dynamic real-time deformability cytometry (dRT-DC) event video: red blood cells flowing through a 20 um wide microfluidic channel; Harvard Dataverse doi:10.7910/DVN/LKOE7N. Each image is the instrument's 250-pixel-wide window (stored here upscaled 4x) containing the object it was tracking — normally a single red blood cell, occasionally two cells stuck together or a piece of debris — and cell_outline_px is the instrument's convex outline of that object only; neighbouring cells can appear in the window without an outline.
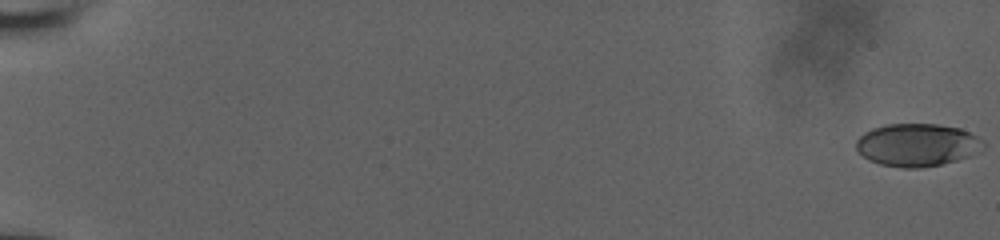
{"species": "human", "species_latin": "Homo sapiens", "temperature_condition": "room temperature", "stored_images_in_passage": 11, "camera_frame_rate_fps": 3000, "um_per_image_px": 0.085, "donor": {"sex": "male"}, "frame": {"image": 1, "passage_image": 1, "time_ms": 0.0, "image_size_px": [1000, 240], "cell_outline_px": [[984, 148], [968, 156], [956, 160], [940, 164], [920, 168], [904, 168], [880, 164], [868, 160], [856, 148], [856, 140], [864, 132], [872, 128], [888, 124], [936, 124], [960, 128], [984, 140]], "centroid_in_image_um": [77.95, 12.31], "position_along_channel_um": 7.1, "area_um2": 31.56}}
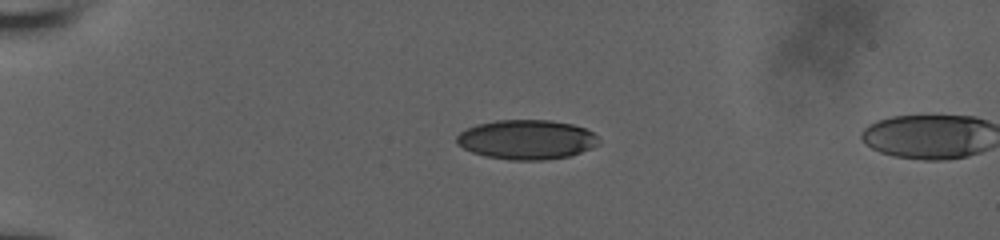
{"frame": {"image": 2, "passage_image": 8, "time_ms": 2.333, "image_size_px": [1000, 240], "cell_outline_px": [[600, 144], [580, 152], [568, 156], [544, 160], [512, 160], [488, 156], [472, 152], [456, 144], [456, 136], [460, 132], [476, 124], [496, 120], [552, 120], [572, 124], [584, 128], [592, 132], [600, 140]], "centroid_in_image_um": [44.76, 11.85], "position_along_channel_um": 40.2, "area_um2": 32.66}}